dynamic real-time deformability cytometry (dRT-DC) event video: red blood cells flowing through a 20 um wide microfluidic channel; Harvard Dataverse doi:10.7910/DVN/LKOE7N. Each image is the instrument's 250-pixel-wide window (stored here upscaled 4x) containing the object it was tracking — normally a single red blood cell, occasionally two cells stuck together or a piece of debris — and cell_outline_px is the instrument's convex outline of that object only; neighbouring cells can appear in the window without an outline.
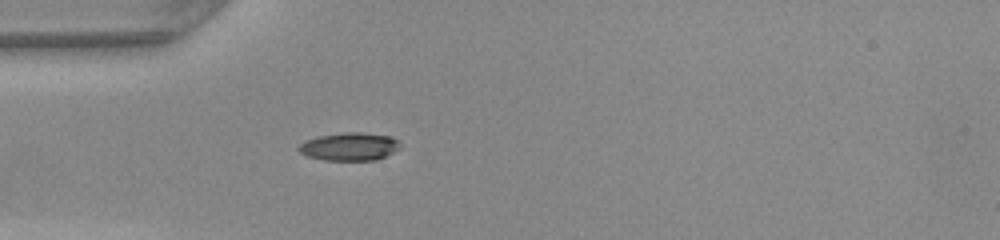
{"species": "common noctule bat (a hibernating species)", "species_latin": "Nyctalus noctula", "temperature_condition": "warm", "stored_images_in_passage": 35, "camera_frame_rate_fps": 3000, "um_per_image_px": 0.085, "animal": {"sex": "female", "body_mass_g": 22.0, "forearm_length_mm": 56.7}, "frame": {"image": 1, "passage_image": 1, "time_ms": 0.0, "image_size_px": [1000, 240], "cell_outline_px": [[400, 148], [376, 160], [324, 160], [308, 156], [300, 152], [296, 148], [304, 140], [320, 136], [344, 132], [360, 132], [388, 136], [396, 140], [400, 144]], "centroid_in_image_um": [29.66, 12.46], "position_along_channel_um": 55.3, "area_um2": 16.36}}
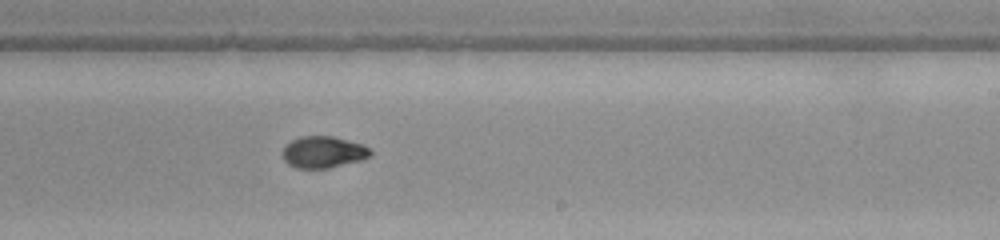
{"frame": {"image": 2, "passage_image": 16, "time_ms": 5.0, "image_size_px": [1000, 240], "cell_outline_px": [[372, 156], [360, 160], [328, 168], [296, 168], [288, 164], [284, 160], [284, 148], [292, 140], [300, 136], [332, 136], [360, 144], [368, 148], [372, 152]], "centroid_in_image_um": [27.48, 12.93], "position_along_channel_um": 261.5, "area_um2": 15.9}}
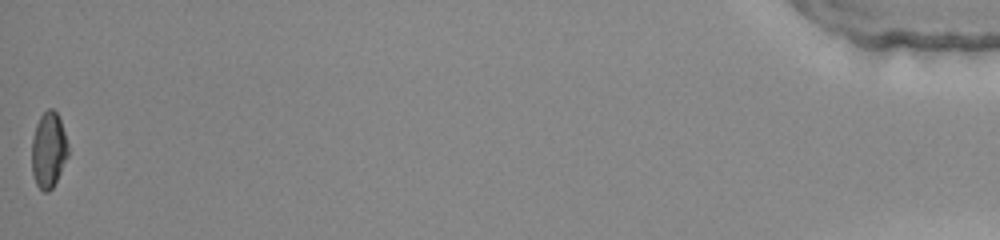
{"frame": {"image": 3, "passage_image": 35, "time_ms": 11.333, "image_size_px": [1000, 240], "cell_outline_px": [[68, 156], [52, 188], [48, 192], [44, 192], [36, 184], [32, 172], [32, 140], [36, 124], [40, 116], [48, 108], [52, 108], [56, 112], [60, 120], [68, 144]], "centroid_in_image_um": [4.12, 12.74], "position_along_channel_um": 431.1, "area_um2": 15.9}, "authors_computed_cell_mechanics": {"area_um2": 16.3574, "velocity_mm_per_s": 4.252, "shape_relaxation_time_tau1_ms": 4.226, "shape_relaxation_time_tau2_ms": 1.7063, "deformation_change_tau1": 0.1983, "deformation_change_tau2": 0.0557}}